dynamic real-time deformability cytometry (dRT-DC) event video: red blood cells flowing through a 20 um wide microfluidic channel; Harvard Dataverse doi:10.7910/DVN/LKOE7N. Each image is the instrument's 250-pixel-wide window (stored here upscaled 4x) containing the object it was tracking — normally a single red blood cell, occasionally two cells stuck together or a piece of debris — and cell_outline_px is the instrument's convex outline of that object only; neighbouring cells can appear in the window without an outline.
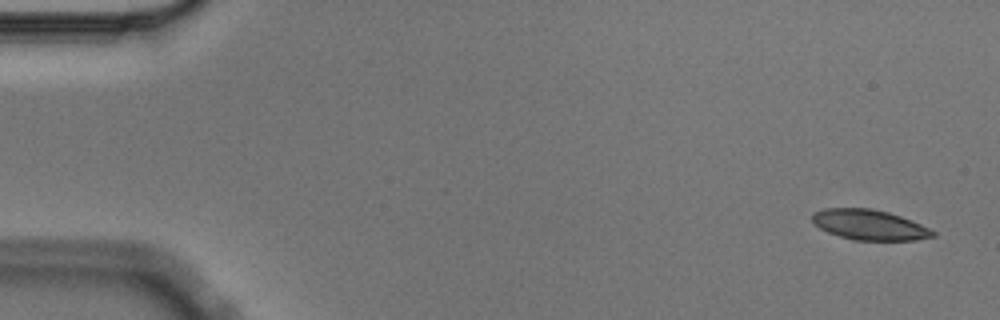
{"species": "Egyptian fruit bat (a non-hibernating species)", "species_latin": "Rousettus aegyptiacus", "temperature_condition": "cold", "stored_images_in_passage": 6, "camera_frame_rate_fps": 3000, "um_per_image_px": 0.085, "animal": {"sex": "male"}, "frame": {"image": 1, "passage_image": 1, "time_ms": 0.0, "image_size_px": [1000, 320], "cell_outline_px": [[936, 236], [916, 240], [852, 240], [828, 232], [820, 228], [812, 220], [812, 212], [824, 208], [868, 208], [888, 212], [912, 220], [936, 232]], "centroid_in_image_um": [73.9, 19.11], "position_along_channel_um": 11.1, "area_um2": 21.21}}
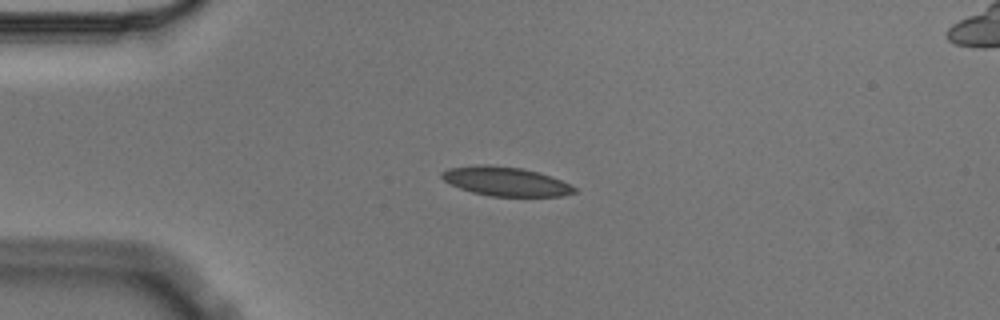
{"frame": {"image": 2, "passage_image": 4, "time_ms": 1.0, "image_size_px": [1000, 320], "cell_outline_px": [[576, 192], [564, 196], [488, 196], [472, 192], [460, 188], [444, 180], [440, 176], [440, 172], [448, 168], [476, 164], [488, 164], [520, 168], [552, 176], [576, 188]], "centroid_in_image_um": [42.95, 15.41], "position_along_channel_um": 42.1, "area_um2": 22.43}}